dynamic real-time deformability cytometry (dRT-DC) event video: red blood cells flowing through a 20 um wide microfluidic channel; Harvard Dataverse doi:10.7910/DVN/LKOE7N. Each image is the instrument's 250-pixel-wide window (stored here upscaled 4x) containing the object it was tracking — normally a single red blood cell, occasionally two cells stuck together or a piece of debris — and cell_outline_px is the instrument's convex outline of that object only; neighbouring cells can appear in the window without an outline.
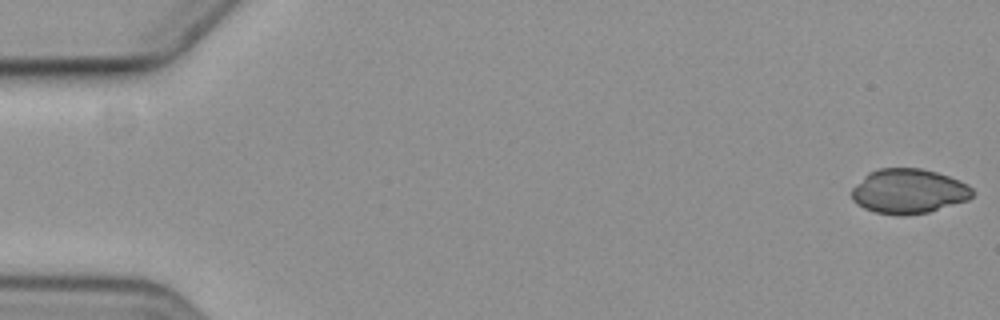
{"species": "common noctule bat (a hibernating species)", "species_latin": "Nyctalus noctula", "temperature_condition": "cold", "stored_images_in_passage": 7, "camera_frame_rate_fps": 3000, "um_per_image_px": 0.085, "animal": {"sex": "female", "body_mass_g": 19.3, "forearm_length_mm": 54.1}, "frame": {"image": 1, "passage_image": 1, "time_ms": 0.0, "image_size_px": [1000, 320], "cell_outline_px": [[972, 196], [968, 200], [928, 212], [876, 212], [864, 208], [856, 204], [852, 200], [852, 188], [868, 172], [880, 168], [920, 168], [936, 172], [960, 180], [968, 184], [972, 188]], "centroid_in_image_um": [77.24, 16.21], "position_along_channel_um": 7.8, "area_um2": 30.69}}